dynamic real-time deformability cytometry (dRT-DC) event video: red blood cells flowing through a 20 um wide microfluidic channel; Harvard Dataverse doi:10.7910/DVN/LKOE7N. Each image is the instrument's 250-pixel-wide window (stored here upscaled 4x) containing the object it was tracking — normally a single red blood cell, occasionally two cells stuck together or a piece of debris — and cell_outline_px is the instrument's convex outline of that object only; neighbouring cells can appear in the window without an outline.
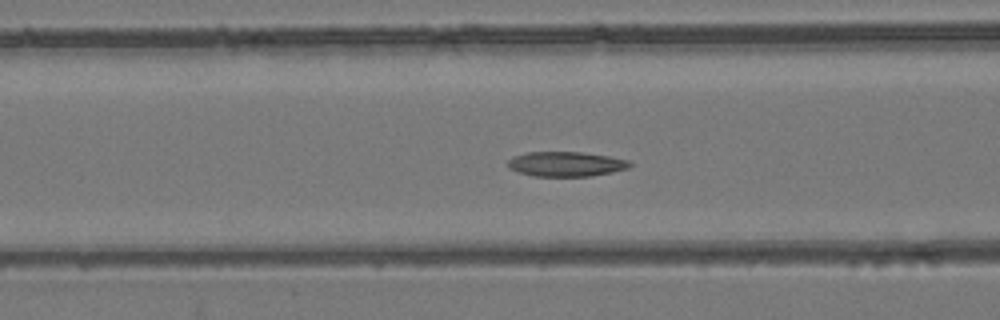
{"species": "common noctule bat (a hibernating species)", "species_latin": "Nyctalus noctula", "temperature_condition": "room temperature", "stored_images_in_passage": 36, "segment_of_instrument_passage": [1, 2], "camera_frame_rate_fps": 3000, "um_per_image_px": 0.085, "animal": {"sex": "female", "body_mass_g": 24.6, "forearm_length_mm": 56.2}, "frame": {"image": 1, "passage_image": 10, "time_ms": 3.0, "image_size_px": [1000, 320], "cell_outline_px": [[632, 164], [628, 168], [612, 172], [592, 176], [532, 176], [508, 168], [508, 160], [512, 156], [528, 152], [584, 152], [608, 156], [628, 160]], "centroid_in_image_um": [48.1, 13.94], "position_along_channel_um": 118.5, "area_um2": 17.63}}
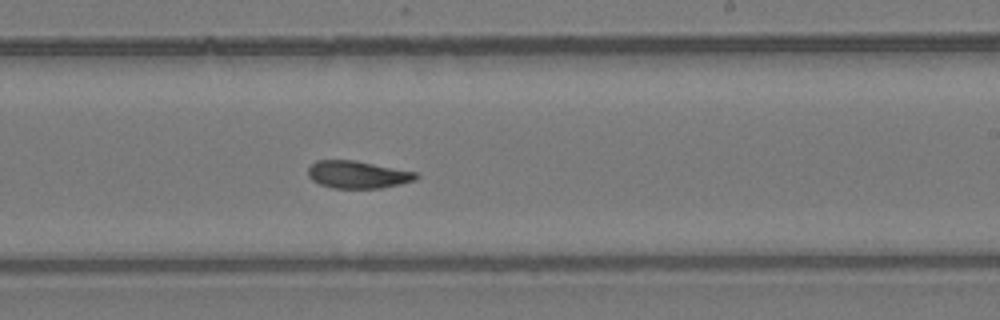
{"frame": {"image": 2, "passage_image": 21, "time_ms": 6.667, "image_size_px": [1000, 320], "cell_outline_px": [[420, 176], [416, 180], [400, 184], [380, 188], [332, 188], [320, 184], [312, 180], [308, 176], [308, 168], [316, 160], [356, 160], [416, 172]], "centroid_in_image_um": [30.41, 14.83], "position_along_channel_um": 258.6, "area_um2": 17.34}}
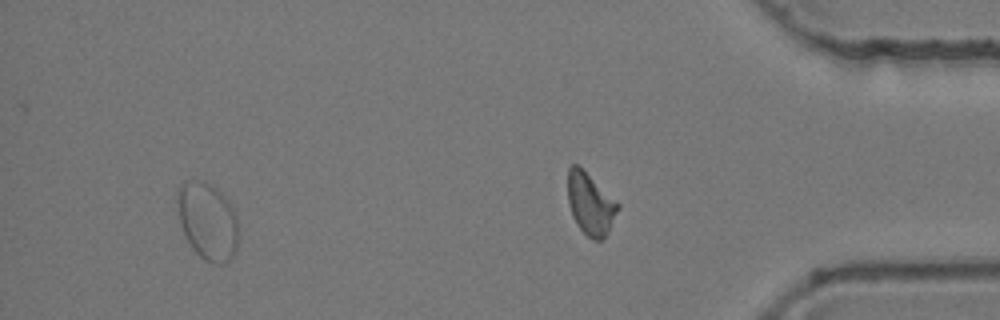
{"frame": {"image": 3, "passage_image": 32, "time_ms": 10.333, "image_size_px": [1000, 320], "cell_outline_px": [[236, 248], [232, 256], [224, 264], [212, 264], [204, 260], [192, 248], [180, 224], [176, 200], [176, 192], [180, 184], [184, 180], [204, 180], [216, 188], [228, 200], [236, 216]], "centroid_in_image_um": [17.6, 18.76], "position_along_channel_um": 417.6, "area_um2": 27.46}}